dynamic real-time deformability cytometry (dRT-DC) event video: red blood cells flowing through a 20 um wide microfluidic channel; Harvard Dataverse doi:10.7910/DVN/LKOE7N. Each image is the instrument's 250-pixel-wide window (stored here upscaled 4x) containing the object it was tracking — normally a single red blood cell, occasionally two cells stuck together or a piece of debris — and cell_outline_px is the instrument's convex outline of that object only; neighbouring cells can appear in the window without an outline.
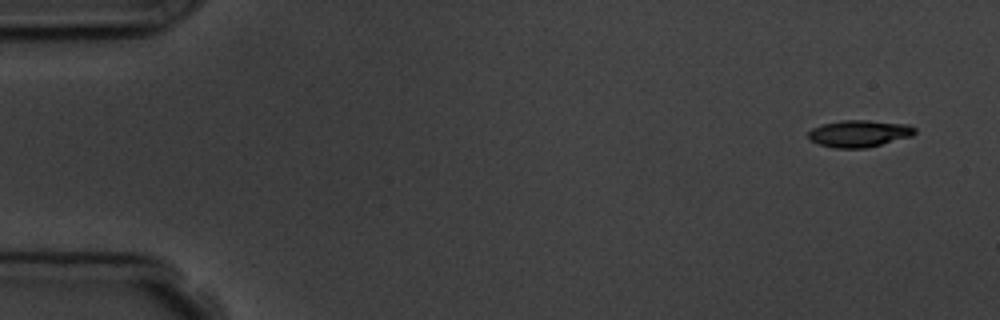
{"species": "common noctule bat (a hibernating species)", "species_latin": "Nyctalus noctula", "temperature_condition": "room temperature", "stored_images_in_passage": 4, "camera_frame_rate_fps": 3000, "um_per_image_px": 0.085, "animal": {"sex": "male", "body_mass_g": 19.5, "forearm_length_mm": 54.6}, "frame": {"image": 1, "passage_image": 1, "time_ms": 0.0, "image_size_px": [1000, 320], "cell_outline_px": [[916, 132], [912, 136], [868, 148], [836, 148], [820, 144], [808, 140], [808, 132], [812, 128], [824, 124], [840, 120], [864, 120], [908, 124], [916, 128]], "centroid_in_image_um": [73.04, 11.35], "position_along_channel_um": 12.0, "area_um2": 16.76}}
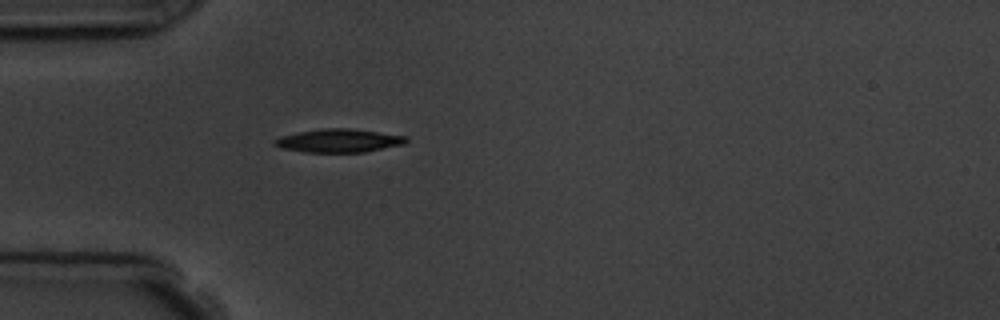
{"frame": {"image": 2, "passage_image": 4, "time_ms": 4.333, "image_size_px": [1000, 320], "cell_outline_px": [[408, 140], [404, 144], [364, 152], [304, 152], [284, 148], [272, 144], [272, 140], [280, 136], [300, 132], [324, 128], [348, 128], [408, 136]], "centroid_in_image_um": [28.8, 11.95], "position_along_channel_um": 56.2, "area_um2": 17.8}}